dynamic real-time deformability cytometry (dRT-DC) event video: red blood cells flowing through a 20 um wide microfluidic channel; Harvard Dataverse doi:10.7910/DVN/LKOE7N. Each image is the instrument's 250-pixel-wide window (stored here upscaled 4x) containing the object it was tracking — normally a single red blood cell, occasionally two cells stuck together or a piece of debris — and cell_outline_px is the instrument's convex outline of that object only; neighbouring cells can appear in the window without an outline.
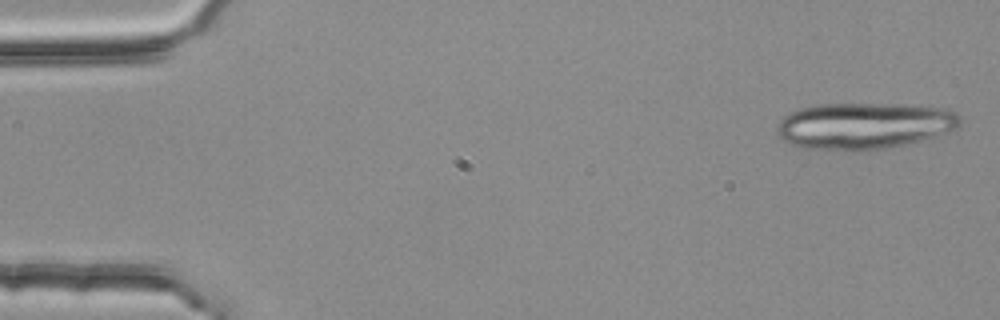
{"species": "common noctule bat (a hibernating species)", "species_latin": "Nyctalus noctula", "temperature_condition": "room temperature", "stored_images_in_passage": 18, "camera_frame_rate_fps": 3000, "um_per_image_px": 0.085, "animal": {"sex": "female", "body_mass_g": 25.1}, "frame": {"image": 1, "passage_image": 1, "time_ms": 0.0, "image_size_px": [1000, 320], "cell_outline_px": [[960, 124], [956, 128], [920, 140], [904, 144], [880, 148], [800, 148], [784, 140], [776, 132], [776, 128], [780, 120], [788, 112], [800, 108], [816, 104], [904, 104], [944, 108], [956, 112], [960, 116]], "centroid_in_image_um": [73.42, 10.64], "position_along_channel_um": 11.6, "area_um2": 48.61}}